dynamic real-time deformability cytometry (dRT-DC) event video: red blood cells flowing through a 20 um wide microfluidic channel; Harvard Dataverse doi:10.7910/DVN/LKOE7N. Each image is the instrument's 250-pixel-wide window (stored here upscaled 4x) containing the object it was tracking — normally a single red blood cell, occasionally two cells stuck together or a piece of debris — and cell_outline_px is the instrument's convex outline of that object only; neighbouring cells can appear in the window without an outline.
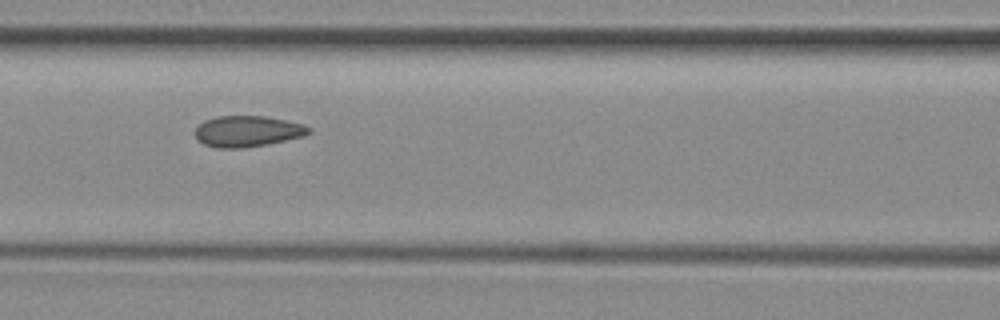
{"species": "common noctule bat (a hibernating species)", "species_latin": "Nyctalus noctula", "temperature_condition": "room temperature", "stored_images_in_passage": 9, "camera_frame_rate_fps": 3000, "um_per_image_px": 0.085, "animal": {"sex": "female", "body_mass_g": 29.2, "forearm_length_mm": 56.3}, "frame": {"image": 1, "passage_image": 6, "time_ms": 6.667, "image_size_px": [1000, 320], "cell_outline_px": [[312, 132], [304, 136], [268, 144], [244, 148], [216, 148], [204, 144], [196, 136], [196, 128], [204, 120], [216, 116], [264, 116], [304, 124], [312, 128]], "centroid_in_image_um": [21.07, 11.16], "position_along_channel_um": 145.5, "area_um2": 20.58}}
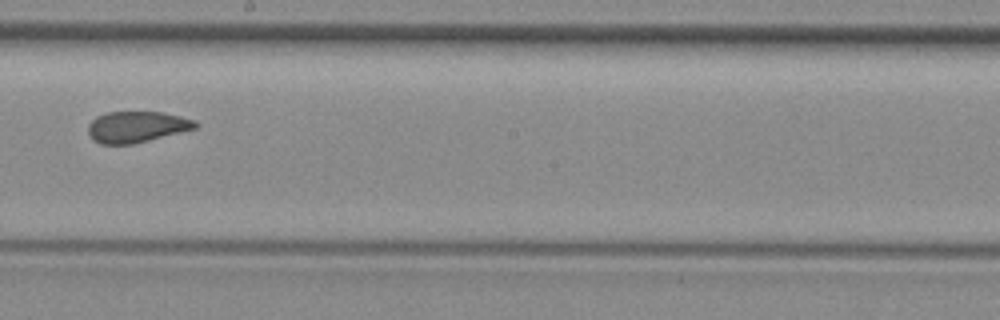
{"frame": {"image": 2, "passage_image": 8, "time_ms": 9.0, "image_size_px": [1000, 320], "cell_outline_px": [[196, 128], [132, 144], [100, 144], [92, 140], [88, 132], [88, 124], [96, 116], [108, 112], [164, 112], [196, 120]], "centroid_in_image_um": [11.58, 10.78], "position_along_channel_um": 236.6, "area_um2": 19.36}}
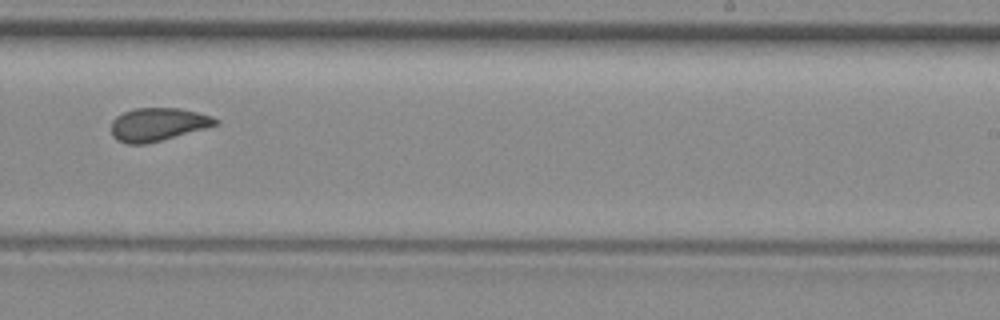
{"frame": {"image": 3, "passage_image": 9, "time_ms": 10.0, "image_size_px": [1000, 320], "cell_outline_px": [[220, 120], [216, 124], [208, 128], [148, 144], [128, 144], [116, 140], [112, 136], [112, 120], [116, 116], [124, 112], [136, 108], [180, 108], [212, 116]], "centroid_in_image_um": [13.42, 10.59], "position_along_channel_um": 275.6, "area_um2": 20.29}}